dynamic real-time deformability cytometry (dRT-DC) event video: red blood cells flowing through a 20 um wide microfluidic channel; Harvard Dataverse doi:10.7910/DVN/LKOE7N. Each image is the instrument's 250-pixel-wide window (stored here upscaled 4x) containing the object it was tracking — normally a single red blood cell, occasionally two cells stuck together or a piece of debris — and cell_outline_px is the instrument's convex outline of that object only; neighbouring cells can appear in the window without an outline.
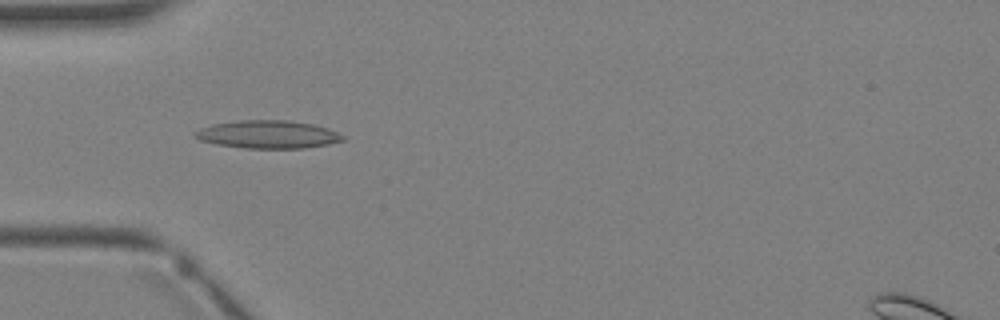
{"species": "Egyptian fruit bat (a non-hibernating species)", "species_latin": "Rousettus aegyptiacus", "temperature_condition": "warm", "stored_images_in_passage": 3, "camera_frame_rate_fps": 3000, "um_per_image_px": 0.085, "animal": {"sex": "female"}, "frame": {"image": 1, "passage_image": 3, "time_ms": 2.333, "image_size_px": [1000, 320], "cell_outline_px": [[344, 140], [328, 144], [304, 148], [244, 148], [216, 144], [200, 140], [192, 132], [200, 128], [212, 124], [240, 120], [288, 120], [312, 124], [328, 128], [344, 136]], "centroid_in_image_um": [22.75, 11.42], "position_along_channel_um": 62.2, "area_um2": 23.99}}